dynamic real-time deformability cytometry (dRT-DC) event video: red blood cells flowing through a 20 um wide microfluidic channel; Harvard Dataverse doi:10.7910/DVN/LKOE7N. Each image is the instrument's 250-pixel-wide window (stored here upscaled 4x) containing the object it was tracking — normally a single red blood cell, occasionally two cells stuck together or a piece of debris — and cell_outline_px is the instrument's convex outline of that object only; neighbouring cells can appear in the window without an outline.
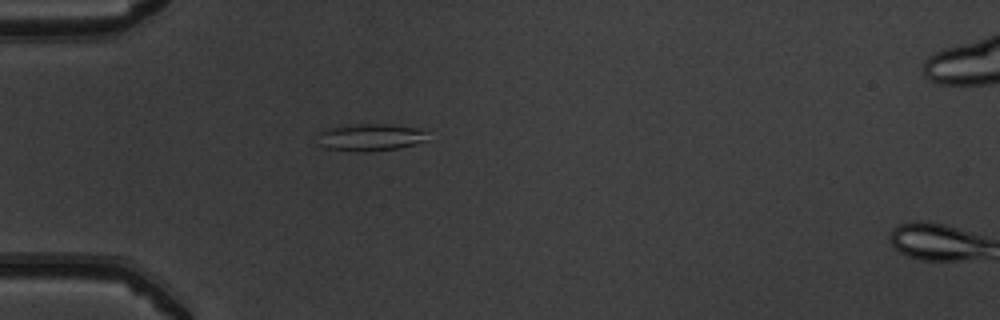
{"species": "common noctule bat (a hibernating species)", "species_latin": "Nyctalus noctula", "temperature_condition": "warm", "stored_images_in_passage": 12, "camera_frame_rate_fps": 3000, "um_per_image_px": 0.085, "animal": {"sex": "male", "body_mass_g": 19.5, "forearm_length_mm": 54.6}, "frame": {"image": 1, "passage_image": 1, "time_ms": 0.0, "image_size_px": [1000, 320], "cell_outline_px": [[428, 140], [400, 148], [368, 152], [356, 152], [324, 148], [316, 144], [316, 136], [324, 128], [356, 124], [384, 124], [416, 128], [424, 132]], "centroid_in_image_um": [31.36, 11.69], "position_along_channel_um": 53.6, "area_um2": 17.69}}
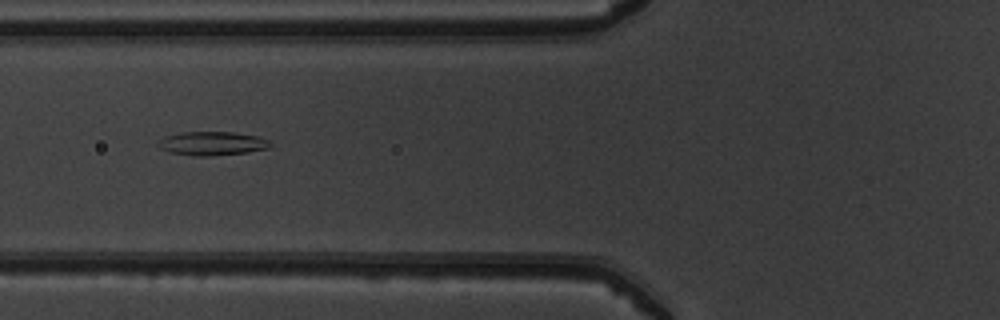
{"frame": {"image": 2, "passage_image": 6, "time_ms": 1.667, "image_size_px": [1000, 320], "cell_outline_px": [[272, 144], [268, 148], [248, 152], [212, 156], [192, 156], [172, 152], [160, 148], [156, 144], [164, 136], [180, 132], [232, 132], [256, 136], [268, 140]], "centroid_in_image_um": [18.01, 12.19], "position_along_channel_um": 107.8, "area_um2": 15.49}}
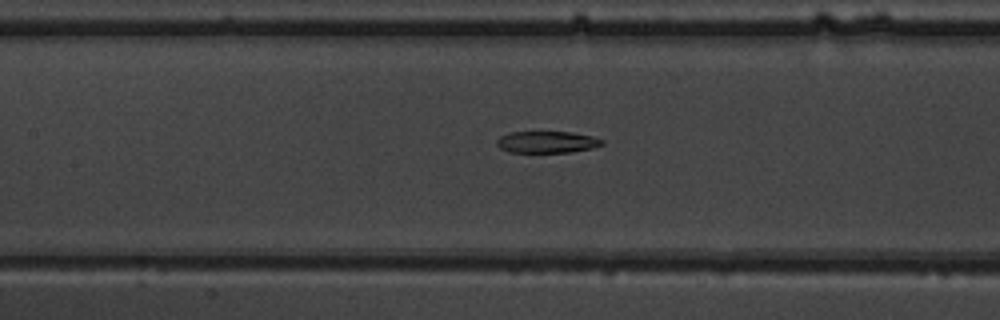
{"frame": {"image": 3, "passage_image": 10, "time_ms": 3.0, "image_size_px": [1000, 320], "cell_outline_px": [[604, 144], [592, 148], [572, 152], [508, 152], [500, 148], [496, 144], [496, 140], [500, 136], [508, 132], [572, 132], [592, 136], [604, 140]], "centroid_in_image_um": [46.48, 12.07], "position_along_channel_um": 160.9, "area_um2": 13.41}}